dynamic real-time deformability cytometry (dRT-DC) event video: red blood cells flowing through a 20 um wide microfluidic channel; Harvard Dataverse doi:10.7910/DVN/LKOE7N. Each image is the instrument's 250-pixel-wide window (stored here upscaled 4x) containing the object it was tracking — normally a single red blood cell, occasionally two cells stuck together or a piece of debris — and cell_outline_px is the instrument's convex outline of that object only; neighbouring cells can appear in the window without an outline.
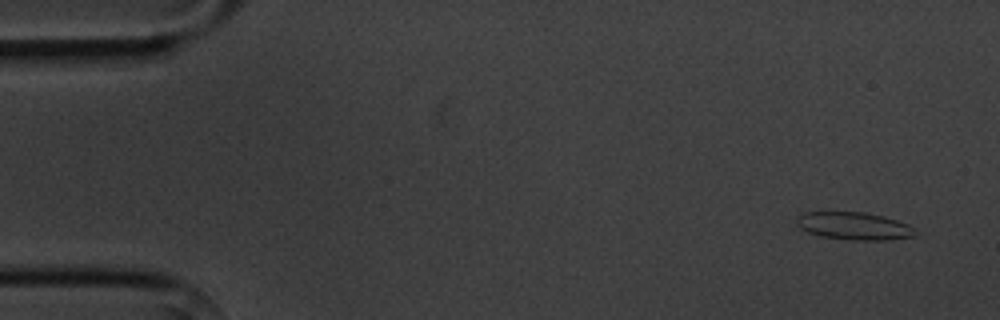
{"species": "common noctule bat (a hibernating species)", "species_latin": "Nyctalus noctula", "temperature_condition": "cold", "stored_images_in_passage": 9, "camera_frame_rate_fps": 3000, "um_per_image_px": 0.085, "animal": {"sex": "male", "body_mass_g": 20.1, "forearm_length_mm": 53.5}, "frame": {"image": 1, "passage_image": 1, "time_ms": 0.0, "image_size_px": [1000, 320], "cell_outline_px": [[916, 236], [888, 240], [848, 240], [820, 236], [808, 232], [800, 228], [796, 224], [796, 220], [804, 212], [864, 212], [884, 216], [908, 224], [912, 228]], "centroid_in_image_um": [72.58, 19.21], "position_along_channel_um": 12.4, "area_um2": 19.07}}
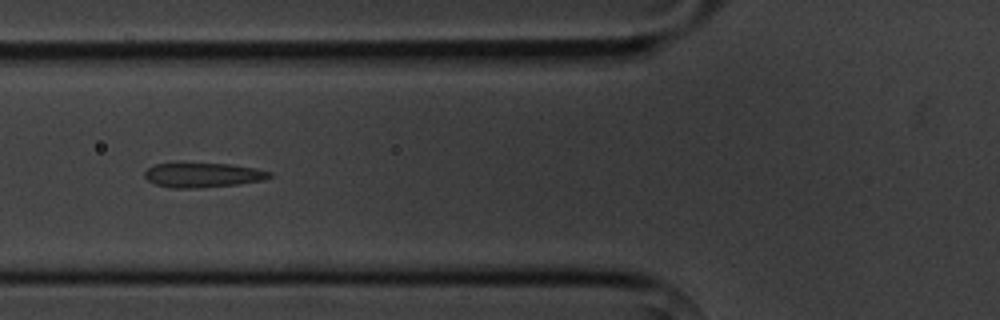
{"frame": {"image": 2, "passage_image": 6, "time_ms": 5.667, "image_size_px": [1000, 320], "cell_outline_px": [[276, 176], [264, 180], [240, 184], [200, 188], [172, 188], [156, 184], [148, 180], [144, 176], [144, 172], [148, 168], [156, 164], [232, 164], [256, 168], [272, 172]], "centroid_in_image_um": [17.33, 14.89], "position_along_channel_um": 108.5, "area_um2": 17.92}}
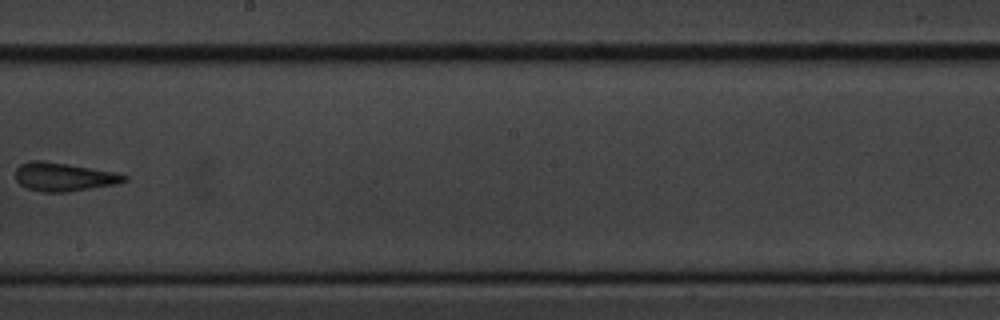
{"frame": {"image": 3, "passage_image": 9, "time_ms": 9.333, "image_size_px": [1000, 320], "cell_outline_px": [[128, 180], [116, 184], [68, 192], [44, 192], [28, 188], [20, 184], [16, 180], [16, 168], [20, 164], [32, 160], [44, 160], [116, 172], [128, 176]], "centroid_in_image_um": [5.43, 15.03], "position_along_channel_um": 242.8, "area_um2": 18.09}}